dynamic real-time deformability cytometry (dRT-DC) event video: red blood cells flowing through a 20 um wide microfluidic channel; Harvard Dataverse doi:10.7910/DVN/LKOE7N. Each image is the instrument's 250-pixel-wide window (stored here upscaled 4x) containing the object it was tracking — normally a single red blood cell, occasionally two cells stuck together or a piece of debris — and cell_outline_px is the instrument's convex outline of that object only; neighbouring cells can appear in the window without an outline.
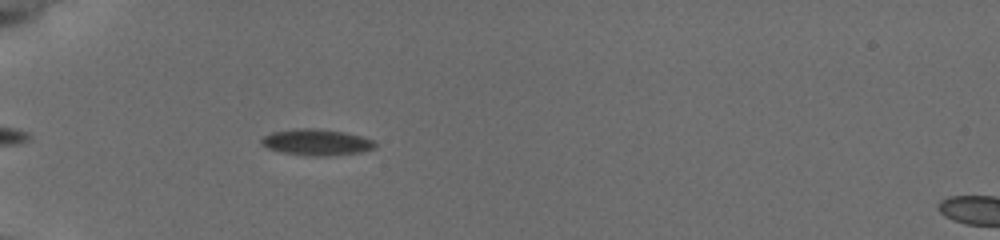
{"species": "common noctule bat (a hibernating species)", "species_latin": "Nyctalus noctula", "temperature_condition": "cold", "stored_images_in_passage": 5, "camera_frame_rate_fps": 3000, "um_per_image_px": 0.085, "animal": {"sex": "female", "body_mass_g": 19.5, "forearm_length_mm": 54.1}, "frame": {"image": 1, "passage_image": 5, "time_ms": 4.333, "image_size_px": [1000, 240], "cell_outline_px": [[376, 144], [372, 148], [360, 152], [328, 156], [316, 156], [284, 152], [268, 148], [260, 144], [260, 140], [264, 136], [272, 132], [296, 128], [312, 128], [344, 132], [360, 136], [372, 140]], "centroid_in_image_um": [26.86, 12.08], "position_along_channel_um": 58.1, "area_um2": 17.05}}